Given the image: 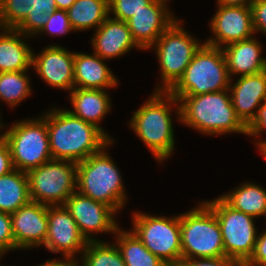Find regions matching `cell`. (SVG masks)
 <instances>
[{
    "label": "cell",
    "instance_id": "obj_1",
    "mask_svg": "<svg viewBox=\"0 0 266 266\" xmlns=\"http://www.w3.org/2000/svg\"><path fill=\"white\" fill-rule=\"evenodd\" d=\"M44 120L54 160L79 163L111 143L107 134L95 125L73 116L69 110L53 109Z\"/></svg>",
    "mask_w": 266,
    "mask_h": 266
},
{
    "label": "cell",
    "instance_id": "obj_2",
    "mask_svg": "<svg viewBox=\"0 0 266 266\" xmlns=\"http://www.w3.org/2000/svg\"><path fill=\"white\" fill-rule=\"evenodd\" d=\"M163 94L167 95L170 102H183L177 110L179 118L186 125L209 134H247V127L236 115L231 95H228L226 90L201 95H170L168 92Z\"/></svg>",
    "mask_w": 266,
    "mask_h": 266
},
{
    "label": "cell",
    "instance_id": "obj_3",
    "mask_svg": "<svg viewBox=\"0 0 266 266\" xmlns=\"http://www.w3.org/2000/svg\"><path fill=\"white\" fill-rule=\"evenodd\" d=\"M230 87V77L222 48L204 43L195 53L182 77L168 93L201 95L229 90Z\"/></svg>",
    "mask_w": 266,
    "mask_h": 266
},
{
    "label": "cell",
    "instance_id": "obj_4",
    "mask_svg": "<svg viewBox=\"0 0 266 266\" xmlns=\"http://www.w3.org/2000/svg\"><path fill=\"white\" fill-rule=\"evenodd\" d=\"M76 185L81 195L102 202L115 211L124 205L126 198L120 173L104 150L77 163Z\"/></svg>",
    "mask_w": 266,
    "mask_h": 266
},
{
    "label": "cell",
    "instance_id": "obj_5",
    "mask_svg": "<svg viewBox=\"0 0 266 266\" xmlns=\"http://www.w3.org/2000/svg\"><path fill=\"white\" fill-rule=\"evenodd\" d=\"M201 205L180 215L182 260L225 257L217 217L205 202Z\"/></svg>",
    "mask_w": 266,
    "mask_h": 266
},
{
    "label": "cell",
    "instance_id": "obj_6",
    "mask_svg": "<svg viewBox=\"0 0 266 266\" xmlns=\"http://www.w3.org/2000/svg\"><path fill=\"white\" fill-rule=\"evenodd\" d=\"M2 137L9 147L14 169L28 173L52 160L44 119L16 123Z\"/></svg>",
    "mask_w": 266,
    "mask_h": 266
},
{
    "label": "cell",
    "instance_id": "obj_7",
    "mask_svg": "<svg viewBox=\"0 0 266 266\" xmlns=\"http://www.w3.org/2000/svg\"><path fill=\"white\" fill-rule=\"evenodd\" d=\"M162 92L159 87L156 94L134 113L131 120V128L159 161L168 158L174 148L170 107L161 97Z\"/></svg>",
    "mask_w": 266,
    "mask_h": 266
},
{
    "label": "cell",
    "instance_id": "obj_8",
    "mask_svg": "<svg viewBox=\"0 0 266 266\" xmlns=\"http://www.w3.org/2000/svg\"><path fill=\"white\" fill-rule=\"evenodd\" d=\"M63 162L52 159L27 173L31 201L48 206H55L57 202L64 205L75 192L77 163Z\"/></svg>",
    "mask_w": 266,
    "mask_h": 266
},
{
    "label": "cell",
    "instance_id": "obj_9",
    "mask_svg": "<svg viewBox=\"0 0 266 266\" xmlns=\"http://www.w3.org/2000/svg\"><path fill=\"white\" fill-rule=\"evenodd\" d=\"M134 233L144 246L169 266L182 261L180 216L173 219L136 213Z\"/></svg>",
    "mask_w": 266,
    "mask_h": 266
},
{
    "label": "cell",
    "instance_id": "obj_10",
    "mask_svg": "<svg viewBox=\"0 0 266 266\" xmlns=\"http://www.w3.org/2000/svg\"><path fill=\"white\" fill-rule=\"evenodd\" d=\"M220 225L225 257L245 263L252 255L257 239L253 218L229 206L221 197L205 202Z\"/></svg>",
    "mask_w": 266,
    "mask_h": 266
},
{
    "label": "cell",
    "instance_id": "obj_11",
    "mask_svg": "<svg viewBox=\"0 0 266 266\" xmlns=\"http://www.w3.org/2000/svg\"><path fill=\"white\" fill-rule=\"evenodd\" d=\"M188 35L175 20L157 39L156 51L165 83L163 92H168L178 82L202 46Z\"/></svg>",
    "mask_w": 266,
    "mask_h": 266
},
{
    "label": "cell",
    "instance_id": "obj_12",
    "mask_svg": "<svg viewBox=\"0 0 266 266\" xmlns=\"http://www.w3.org/2000/svg\"><path fill=\"white\" fill-rule=\"evenodd\" d=\"M56 9L54 0H0V26L24 35L35 34Z\"/></svg>",
    "mask_w": 266,
    "mask_h": 266
},
{
    "label": "cell",
    "instance_id": "obj_13",
    "mask_svg": "<svg viewBox=\"0 0 266 266\" xmlns=\"http://www.w3.org/2000/svg\"><path fill=\"white\" fill-rule=\"evenodd\" d=\"M48 229L45 246L52 252L63 251L64 257H73L75 252L84 250L88 240L80 233L70 212L64 205H47Z\"/></svg>",
    "mask_w": 266,
    "mask_h": 266
},
{
    "label": "cell",
    "instance_id": "obj_14",
    "mask_svg": "<svg viewBox=\"0 0 266 266\" xmlns=\"http://www.w3.org/2000/svg\"><path fill=\"white\" fill-rule=\"evenodd\" d=\"M64 206L75 220L80 233L88 241L93 240L88 237L90 232L114 231L116 233L118 229L112 215L116 212L113 208L79 192L72 193Z\"/></svg>",
    "mask_w": 266,
    "mask_h": 266
},
{
    "label": "cell",
    "instance_id": "obj_15",
    "mask_svg": "<svg viewBox=\"0 0 266 266\" xmlns=\"http://www.w3.org/2000/svg\"><path fill=\"white\" fill-rule=\"evenodd\" d=\"M211 29L217 37L209 39L206 44L213 47L220 48L223 43L228 45L251 38L252 33L255 32L251 7L219 5L212 19Z\"/></svg>",
    "mask_w": 266,
    "mask_h": 266
},
{
    "label": "cell",
    "instance_id": "obj_16",
    "mask_svg": "<svg viewBox=\"0 0 266 266\" xmlns=\"http://www.w3.org/2000/svg\"><path fill=\"white\" fill-rule=\"evenodd\" d=\"M10 216L15 249L45 244L48 229L47 205L30 201Z\"/></svg>",
    "mask_w": 266,
    "mask_h": 266
},
{
    "label": "cell",
    "instance_id": "obj_17",
    "mask_svg": "<svg viewBox=\"0 0 266 266\" xmlns=\"http://www.w3.org/2000/svg\"><path fill=\"white\" fill-rule=\"evenodd\" d=\"M166 0H153L126 23L133 40L140 48L154 46L162 33L175 21L164 6Z\"/></svg>",
    "mask_w": 266,
    "mask_h": 266
},
{
    "label": "cell",
    "instance_id": "obj_18",
    "mask_svg": "<svg viewBox=\"0 0 266 266\" xmlns=\"http://www.w3.org/2000/svg\"><path fill=\"white\" fill-rule=\"evenodd\" d=\"M32 65L49 85L60 89L74 88V53L59 46H49L32 56Z\"/></svg>",
    "mask_w": 266,
    "mask_h": 266
},
{
    "label": "cell",
    "instance_id": "obj_19",
    "mask_svg": "<svg viewBox=\"0 0 266 266\" xmlns=\"http://www.w3.org/2000/svg\"><path fill=\"white\" fill-rule=\"evenodd\" d=\"M231 102L236 115L248 127L255 119V107H260L266 101V70L247 76H240L235 86L232 87ZM263 100V101H262Z\"/></svg>",
    "mask_w": 266,
    "mask_h": 266
},
{
    "label": "cell",
    "instance_id": "obj_20",
    "mask_svg": "<svg viewBox=\"0 0 266 266\" xmlns=\"http://www.w3.org/2000/svg\"><path fill=\"white\" fill-rule=\"evenodd\" d=\"M95 35L92 39L95 54L102 59L125 54L134 46L140 48L133 40L127 23L122 20L107 17Z\"/></svg>",
    "mask_w": 266,
    "mask_h": 266
},
{
    "label": "cell",
    "instance_id": "obj_21",
    "mask_svg": "<svg viewBox=\"0 0 266 266\" xmlns=\"http://www.w3.org/2000/svg\"><path fill=\"white\" fill-rule=\"evenodd\" d=\"M230 74L254 75L266 70V60L260 57L261 46L252 37L226 45L222 50Z\"/></svg>",
    "mask_w": 266,
    "mask_h": 266
},
{
    "label": "cell",
    "instance_id": "obj_22",
    "mask_svg": "<svg viewBox=\"0 0 266 266\" xmlns=\"http://www.w3.org/2000/svg\"><path fill=\"white\" fill-rule=\"evenodd\" d=\"M75 84L81 85L77 88L103 90L116 86L117 80L100 56L74 53V87Z\"/></svg>",
    "mask_w": 266,
    "mask_h": 266
},
{
    "label": "cell",
    "instance_id": "obj_23",
    "mask_svg": "<svg viewBox=\"0 0 266 266\" xmlns=\"http://www.w3.org/2000/svg\"><path fill=\"white\" fill-rule=\"evenodd\" d=\"M72 90L70 97L75 111L69 112L73 116L95 125L103 132L97 122L110 109L108 93L100 89L73 88Z\"/></svg>",
    "mask_w": 266,
    "mask_h": 266
},
{
    "label": "cell",
    "instance_id": "obj_24",
    "mask_svg": "<svg viewBox=\"0 0 266 266\" xmlns=\"http://www.w3.org/2000/svg\"><path fill=\"white\" fill-rule=\"evenodd\" d=\"M0 35V73L27 71L32 66L31 49L21 41L22 33L15 29H3Z\"/></svg>",
    "mask_w": 266,
    "mask_h": 266
},
{
    "label": "cell",
    "instance_id": "obj_25",
    "mask_svg": "<svg viewBox=\"0 0 266 266\" xmlns=\"http://www.w3.org/2000/svg\"><path fill=\"white\" fill-rule=\"evenodd\" d=\"M29 180L18 169L0 177V211L12 214L30 202Z\"/></svg>",
    "mask_w": 266,
    "mask_h": 266
},
{
    "label": "cell",
    "instance_id": "obj_26",
    "mask_svg": "<svg viewBox=\"0 0 266 266\" xmlns=\"http://www.w3.org/2000/svg\"><path fill=\"white\" fill-rule=\"evenodd\" d=\"M67 14L73 30L98 28L109 15L108 0H75Z\"/></svg>",
    "mask_w": 266,
    "mask_h": 266
},
{
    "label": "cell",
    "instance_id": "obj_27",
    "mask_svg": "<svg viewBox=\"0 0 266 266\" xmlns=\"http://www.w3.org/2000/svg\"><path fill=\"white\" fill-rule=\"evenodd\" d=\"M221 198L233 209L252 217L266 215V192L255 184H243Z\"/></svg>",
    "mask_w": 266,
    "mask_h": 266
},
{
    "label": "cell",
    "instance_id": "obj_28",
    "mask_svg": "<svg viewBox=\"0 0 266 266\" xmlns=\"http://www.w3.org/2000/svg\"><path fill=\"white\" fill-rule=\"evenodd\" d=\"M119 251L126 266H169L150 252L141 240L132 232H120L117 229Z\"/></svg>",
    "mask_w": 266,
    "mask_h": 266
},
{
    "label": "cell",
    "instance_id": "obj_29",
    "mask_svg": "<svg viewBox=\"0 0 266 266\" xmlns=\"http://www.w3.org/2000/svg\"><path fill=\"white\" fill-rule=\"evenodd\" d=\"M83 252L85 256L82 266H126L119 249L114 245L94 239L88 241Z\"/></svg>",
    "mask_w": 266,
    "mask_h": 266
},
{
    "label": "cell",
    "instance_id": "obj_30",
    "mask_svg": "<svg viewBox=\"0 0 266 266\" xmlns=\"http://www.w3.org/2000/svg\"><path fill=\"white\" fill-rule=\"evenodd\" d=\"M26 71L0 73V98L11 106L17 105L30 94Z\"/></svg>",
    "mask_w": 266,
    "mask_h": 266
},
{
    "label": "cell",
    "instance_id": "obj_31",
    "mask_svg": "<svg viewBox=\"0 0 266 266\" xmlns=\"http://www.w3.org/2000/svg\"><path fill=\"white\" fill-rule=\"evenodd\" d=\"M153 0H108L109 13L115 14L114 19L126 22L137 12L145 9Z\"/></svg>",
    "mask_w": 266,
    "mask_h": 266
},
{
    "label": "cell",
    "instance_id": "obj_32",
    "mask_svg": "<svg viewBox=\"0 0 266 266\" xmlns=\"http://www.w3.org/2000/svg\"><path fill=\"white\" fill-rule=\"evenodd\" d=\"M70 30L73 29L70 26L67 11L56 9L49 15L47 22L41 31H49L50 34H63Z\"/></svg>",
    "mask_w": 266,
    "mask_h": 266
},
{
    "label": "cell",
    "instance_id": "obj_33",
    "mask_svg": "<svg viewBox=\"0 0 266 266\" xmlns=\"http://www.w3.org/2000/svg\"><path fill=\"white\" fill-rule=\"evenodd\" d=\"M15 249V240L12 234L11 216L0 211V256L7 250Z\"/></svg>",
    "mask_w": 266,
    "mask_h": 266
},
{
    "label": "cell",
    "instance_id": "obj_34",
    "mask_svg": "<svg viewBox=\"0 0 266 266\" xmlns=\"http://www.w3.org/2000/svg\"><path fill=\"white\" fill-rule=\"evenodd\" d=\"M179 266H244V263L228 257L200 258L199 260L184 259Z\"/></svg>",
    "mask_w": 266,
    "mask_h": 266
},
{
    "label": "cell",
    "instance_id": "obj_35",
    "mask_svg": "<svg viewBox=\"0 0 266 266\" xmlns=\"http://www.w3.org/2000/svg\"><path fill=\"white\" fill-rule=\"evenodd\" d=\"M266 266V231L256 239L254 251L244 266Z\"/></svg>",
    "mask_w": 266,
    "mask_h": 266
},
{
    "label": "cell",
    "instance_id": "obj_36",
    "mask_svg": "<svg viewBox=\"0 0 266 266\" xmlns=\"http://www.w3.org/2000/svg\"><path fill=\"white\" fill-rule=\"evenodd\" d=\"M250 7L254 30L266 33V0H255Z\"/></svg>",
    "mask_w": 266,
    "mask_h": 266
},
{
    "label": "cell",
    "instance_id": "obj_37",
    "mask_svg": "<svg viewBox=\"0 0 266 266\" xmlns=\"http://www.w3.org/2000/svg\"><path fill=\"white\" fill-rule=\"evenodd\" d=\"M14 170L9 147L2 136H0V177Z\"/></svg>",
    "mask_w": 266,
    "mask_h": 266
},
{
    "label": "cell",
    "instance_id": "obj_38",
    "mask_svg": "<svg viewBox=\"0 0 266 266\" xmlns=\"http://www.w3.org/2000/svg\"><path fill=\"white\" fill-rule=\"evenodd\" d=\"M263 128H266V101L258 108L255 119L247 127V134L256 136Z\"/></svg>",
    "mask_w": 266,
    "mask_h": 266
},
{
    "label": "cell",
    "instance_id": "obj_39",
    "mask_svg": "<svg viewBox=\"0 0 266 266\" xmlns=\"http://www.w3.org/2000/svg\"><path fill=\"white\" fill-rule=\"evenodd\" d=\"M246 1L247 0H219L218 3L222 6H251L255 0H248V4Z\"/></svg>",
    "mask_w": 266,
    "mask_h": 266
},
{
    "label": "cell",
    "instance_id": "obj_40",
    "mask_svg": "<svg viewBox=\"0 0 266 266\" xmlns=\"http://www.w3.org/2000/svg\"><path fill=\"white\" fill-rule=\"evenodd\" d=\"M72 258L69 257V259L67 261H56V260H52V261H47L46 263H44L43 265H39V266H78L77 262L75 261H71Z\"/></svg>",
    "mask_w": 266,
    "mask_h": 266
},
{
    "label": "cell",
    "instance_id": "obj_41",
    "mask_svg": "<svg viewBox=\"0 0 266 266\" xmlns=\"http://www.w3.org/2000/svg\"><path fill=\"white\" fill-rule=\"evenodd\" d=\"M57 6V9L68 10L70 6L75 2V0H54Z\"/></svg>",
    "mask_w": 266,
    "mask_h": 266
},
{
    "label": "cell",
    "instance_id": "obj_42",
    "mask_svg": "<svg viewBox=\"0 0 266 266\" xmlns=\"http://www.w3.org/2000/svg\"><path fill=\"white\" fill-rule=\"evenodd\" d=\"M258 145H259V149L262 151L263 155L266 158V141L261 142V143L259 142Z\"/></svg>",
    "mask_w": 266,
    "mask_h": 266
}]
</instances>
